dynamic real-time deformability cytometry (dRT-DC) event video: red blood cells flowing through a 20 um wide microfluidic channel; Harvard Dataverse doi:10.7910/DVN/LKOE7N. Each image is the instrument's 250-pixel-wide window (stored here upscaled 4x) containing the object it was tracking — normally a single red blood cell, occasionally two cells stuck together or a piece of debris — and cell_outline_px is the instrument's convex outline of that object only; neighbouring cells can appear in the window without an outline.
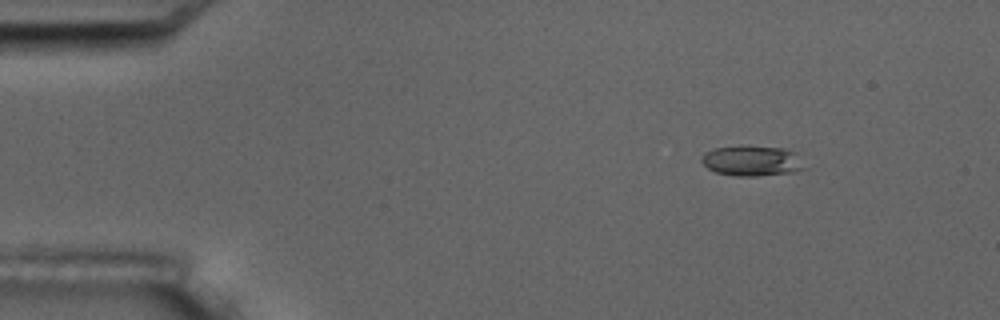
{"species": "common noctule bat (a hibernating species)", "species_latin": "Nyctalus noctula", "temperature_condition": "room temperature", "stored_images_in_passage": 4, "camera_frame_rate_fps": 3000, "um_per_image_px": 0.085, "animal": {"sex": "male", "body_mass_g": 17.5, "forearm_length_mm": 52.3}, "frame": {"image": 1, "passage_image": 2, "time_ms": 1.333, "image_size_px": [1000, 320], "cell_outline_px": [[808, 168], [792, 172], [756, 176], [736, 176], [716, 172], [708, 168], [700, 160], [700, 156], [704, 152], [712, 148], [740, 144], [748, 144], [784, 148], [796, 152]], "centroid_in_image_um": [63.91, 13.63], "position_along_channel_um": 21.1, "area_um2": 18.96}}
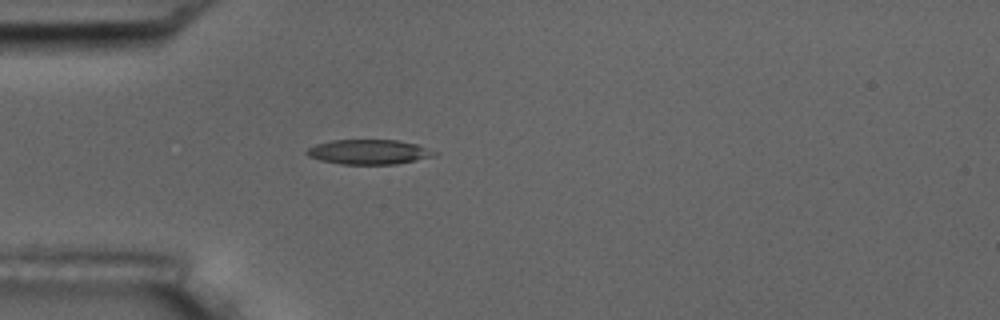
{"frame": {"image": 2, "passage_image": 4, "time_ms": 4.333, "image_size_px": [1000, 320], "cell_outline_px": [[440, 152], [436, 156], [396, 164], [340, 164], [320, 160], [308, 156], [304, 152], [308, 148], [316, 144], [332, 140], [396, 140], [416, 144]], "centroid_in_image_um": [31.37, 12.91], "position_along_channel_um": 53.6, "area_um2": 18.5}}